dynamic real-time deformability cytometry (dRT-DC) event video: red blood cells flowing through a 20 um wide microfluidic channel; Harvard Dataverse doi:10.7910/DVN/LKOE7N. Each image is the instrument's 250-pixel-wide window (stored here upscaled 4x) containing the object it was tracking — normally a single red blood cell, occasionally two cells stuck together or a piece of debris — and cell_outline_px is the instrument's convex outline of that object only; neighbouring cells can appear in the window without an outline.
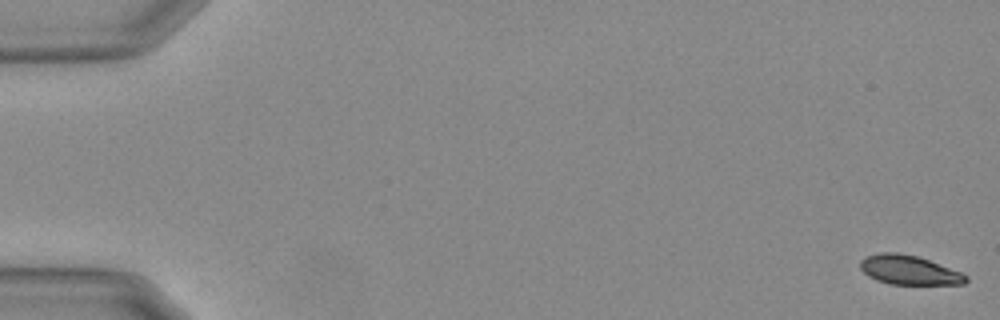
{"species": "Egyptian fruit bat (a non-hibernating species)", "species_latin": "Rousettus aegyptiacus", "temperature_condition": "warm", "stored_images_in_passage": 56, "camera_frame_rate_fps": 3000, "um_per_image_px": 0.085, "animal": {"sex": "female"}, "frame": {"image": 1, "passage_image": 1, "time_ms": 0.0, "image_size_px": [1000, 320], "cell_outline_px": [[968, 280], [964, 284], [892, 284], [876, 280], [868, 276], [860, 268], [860, 260], [864, 256], [880, 252], [896, 252], [916, 256], [928, 260], [960, 272], [968, 276]], "centroid_in_image_um": [77.23, 22.95], "position_along_channel_um": 7.8, "area_um2": 17.92}}
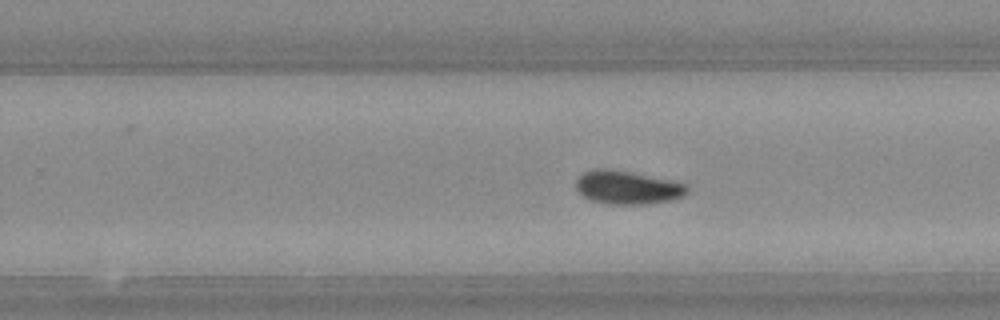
{"frame": {"image": 2, "passage_image": 36, "time_ms": 11.667, "image_size_px": [1000, 320], "cell_outline_px": [[688, 192], [684, 196], [672, 200], [648, 204], [608, 204], [588, 200], [576, 188], [576, 180], [584, 172], [592, 168], [608, 168], [688, 184]], "centroid_in_image_um": [53.32, 15.94], "position_along_channel_um": 276.5, "area_um2": 21.62}}
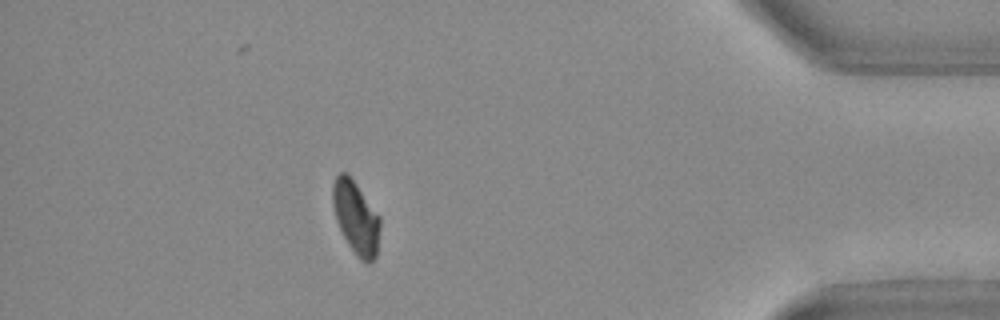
{"frame": {"image": 3, "passage_image": 50, "time_ms": 16.333, "image_size_px": [1000, 320], "cell_outline_px": [[380, 224], [376, 256], [368, 264], [360, 260], [356, 256], [348, 244], [336, 220], [332, 200], [332, 184], [336, 176], [340, 172], [344, 172], [356, 184], [380, 216]], "centroid_in_image_um": [30.25, 18.51], "position_along_channel_um": 405.0, "area_um2": 19.88}, "authors_computed_cell_mechanics": {"area_um2": 20.4612, "velocity_mm_per_s": 3.6881, "shape_relaxation_time_tau1_ms": 4.8348, "shape_relaxation_time_tau2_ms": 4.3803, "deformation_change_tau1": 0.1447, "deformation_change_tau2": 0.0675}}